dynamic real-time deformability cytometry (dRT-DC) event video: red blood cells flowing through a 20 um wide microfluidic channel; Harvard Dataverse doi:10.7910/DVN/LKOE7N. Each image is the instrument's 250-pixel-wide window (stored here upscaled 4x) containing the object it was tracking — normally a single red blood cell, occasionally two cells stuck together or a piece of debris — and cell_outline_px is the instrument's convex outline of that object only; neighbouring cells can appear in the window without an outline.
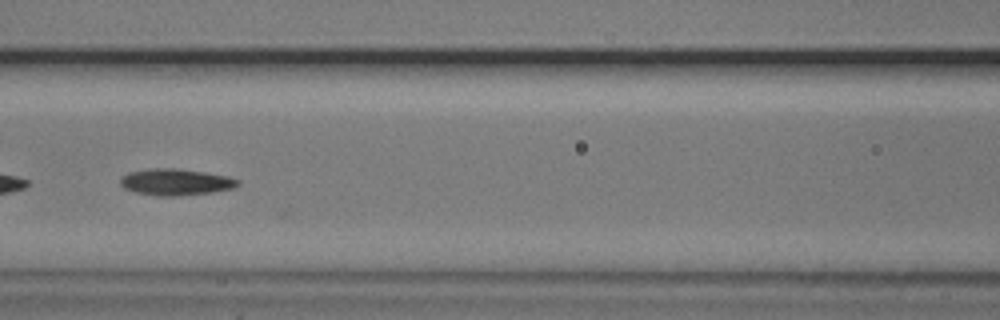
{"species": "common noctule bat (a hibernating species)", "species_latin": "Nyctalus noctula", "temperature_condition": "cold", "stored_images_in_passage": 45, "segment_of_instrument_passage": [2, 2], "camera_frame_rate_fps": 3000, "um_per_image_px": 0.085, "animal": {"sex": "male", "body_mass_g": 20.5, "forearm_length_mm": 52.5}, "frame": {"image": 1, "passage_image": 24, "time_ms": 7.667, "image_size_px": [1000, 320], "cell_outline_px": [[240, 184], [232, 188], [212, 192], [172, 196], [160, 196], [136, 192], [124, 188], [120, 184], [120, 180], [128, 172], [148, 168], [180, 168], [228, 176], [240, 180]], "centroid_in_image_um": [14.94, 15.46], "position_along_channel_um": 151.7, "area_um2": 18.09}}